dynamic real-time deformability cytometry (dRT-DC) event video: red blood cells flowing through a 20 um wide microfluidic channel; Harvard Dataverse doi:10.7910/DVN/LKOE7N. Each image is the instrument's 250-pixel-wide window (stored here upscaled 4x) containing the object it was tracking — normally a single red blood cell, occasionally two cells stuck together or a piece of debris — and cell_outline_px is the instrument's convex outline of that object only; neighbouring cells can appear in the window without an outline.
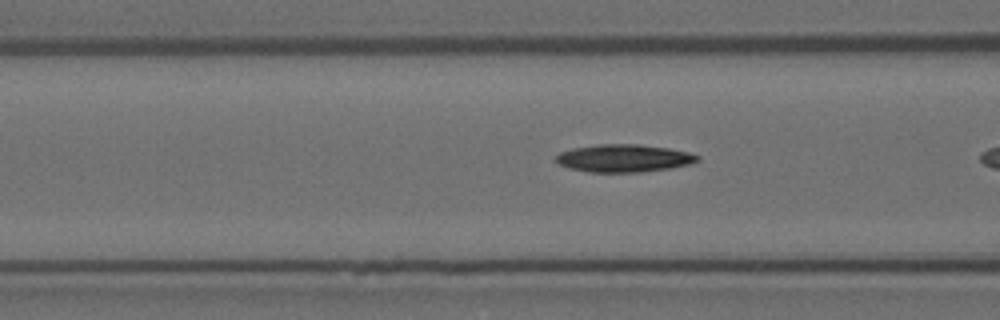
{"species": "Egyptian fruit bat (a non-hibernating species)", "species_latin": "Rousettus aegyptiacus", "temperature_condition": "room temperature", "stored_images_in_passage": 8, "camera_frame_rate_fps": 3000, "um_per_image_px": 0.085, "animal": {"sex": "female"}, "frame": {"image": 1, "passage_image": 6, "time_ms": 1.667, "image_size_px": [1000, 320], "cell_outline_px": [[700, 160], [688, 164], [668, 168], [640, 172], [588, 172], [568, 168], [556, 164], [556, 156], [560, 152], [572, 148], [600, 144], [640, 144], [668, 148], [688, 152], [700, 156]], "centroid_in_image_um": [52.98, 13.45], "position_along_channel_um": 113.6, "area_um2": 22.83}}